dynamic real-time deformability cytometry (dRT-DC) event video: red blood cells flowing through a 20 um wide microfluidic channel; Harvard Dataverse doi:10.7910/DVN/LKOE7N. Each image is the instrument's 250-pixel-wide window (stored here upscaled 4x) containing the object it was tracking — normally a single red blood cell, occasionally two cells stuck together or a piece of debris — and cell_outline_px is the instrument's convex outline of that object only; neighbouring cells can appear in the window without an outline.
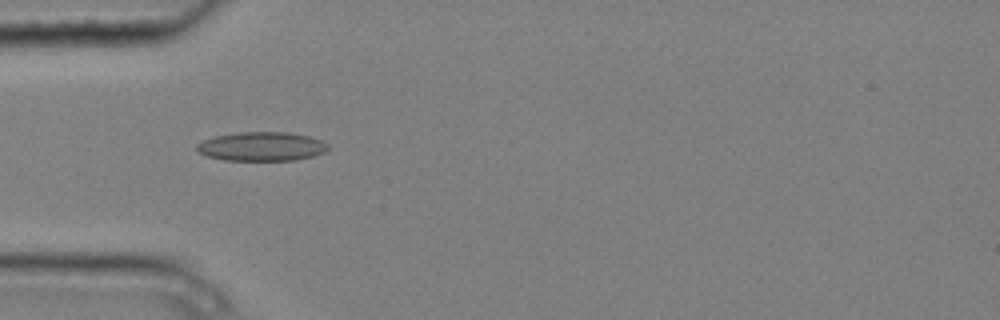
{"species": "common noctule bat (a hibernating species)", "species_latin": "Nyctalus noctula", "temperature_condition": "cold", "stored_images_in_passage": 5, "camera_frame_rate_fps": 3000, "um_per_image_px": 0.085, "animal": {"sex": "male", "body_mass_g": 20.4}, "frame": {"image": 1, "passage_image": 4, "time_ms": 1.0, "image_size_px": [1000, 320], "cell_outline_px": [[332, 148], [324, 152], [312, 156], [296, 160], [224, 160], [208, 156], [196, 152], [196, 144], [204, 140], [216, 136], [236, 132], [288, 132], [308, 136], [320, 140], [328, 144]], "centroid_in_image_um": [22.24, 12.45], "position_along_channel_um": 62.8, "area_um2": 22.25}}
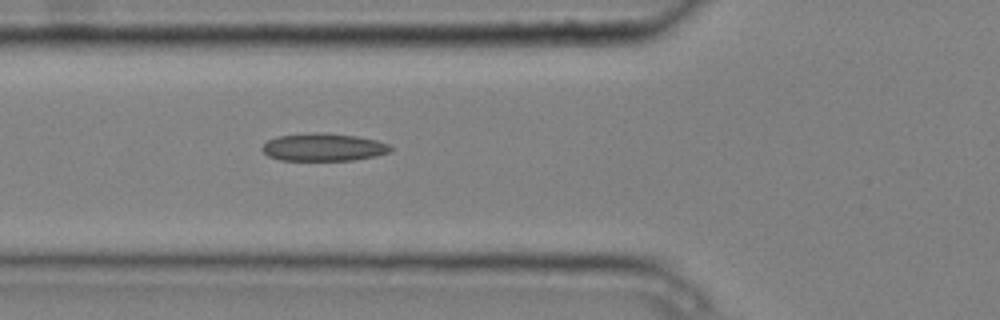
{"frame": {"image": 2, "passage_image": 5, "time_ms": 1.333, "image_size_px": [1000, 320], "cell_outline_px": [[392, 148], [388, 152], [376, 156], [352, 160], [280, 160], [268, 156], [260, 148], [268, 140], [276, 136], [308, 132], [324, 132], [356, 136], [376, 140], [388, 144]], "centroid_in_image_um": [27.45, 12.5], "position_along_channel_um": 98.3, "area_um2": 20.81}}